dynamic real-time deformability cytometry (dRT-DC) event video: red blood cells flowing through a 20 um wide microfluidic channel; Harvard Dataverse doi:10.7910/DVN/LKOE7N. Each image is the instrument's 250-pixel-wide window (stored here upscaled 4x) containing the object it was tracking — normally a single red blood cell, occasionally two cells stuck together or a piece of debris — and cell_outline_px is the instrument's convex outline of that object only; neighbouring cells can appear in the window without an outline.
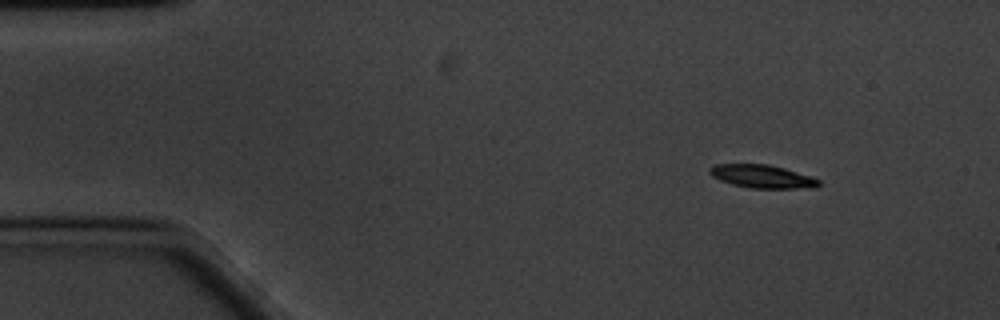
{"species": "common noctule bat (a hibernating species)", "species_latin": "Nyctalus noctula", "temperature_condition": "cold", "stored_images_in_passage": 54, "camera_frame_rate_fps": 3000, "um_per_image_px": 0.085, "animal": {"sex": "male", "body_mass_g": 20.1, "forearm_length_mm": 53.5}, "frame": {"image": 1, "passage_image": 1, "time_ms": 0.0, "image_size_px": [1000, 320], "cell_outline_px": [[820, 184], [816, 188], [752, 188], [732, 184], [720, 180], [712, 176], [708, 172], [708, 168], [716, 164], [768, 164], [784, 168], [812, 176], [820, 180]], "centroid_in_image_um": [64.8, 14.99], "position_along_channel_um": 20.2, "area_um2": 14.8}}
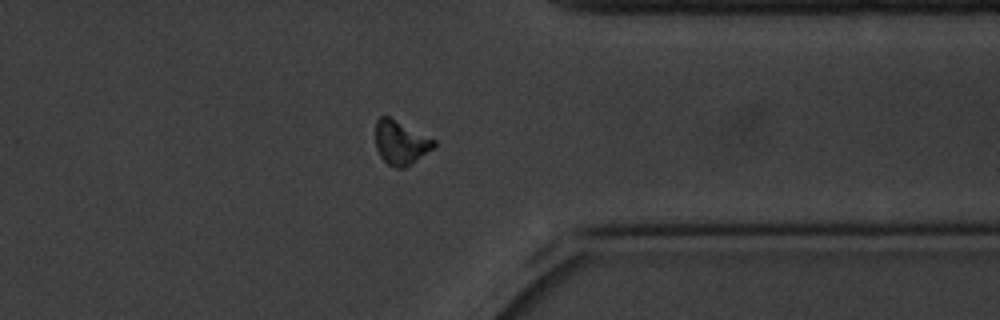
{"frame": {"image": 2, "passage_image": 41, "time_ms": 13.333, "image_size_px": [1000, 320], "cell_outline_px": [[436, 144], [432, 148], [412, 164], [404, 168], [396, 168], [388, 164], [380, 156], [376, 148], [376, 120], [380, 116], [388, 116], [436, 140]], "centroid_in_image_um": [34.04, 12.13], "position_along_channel_um": 377.4, "area_um2": 14.8}}
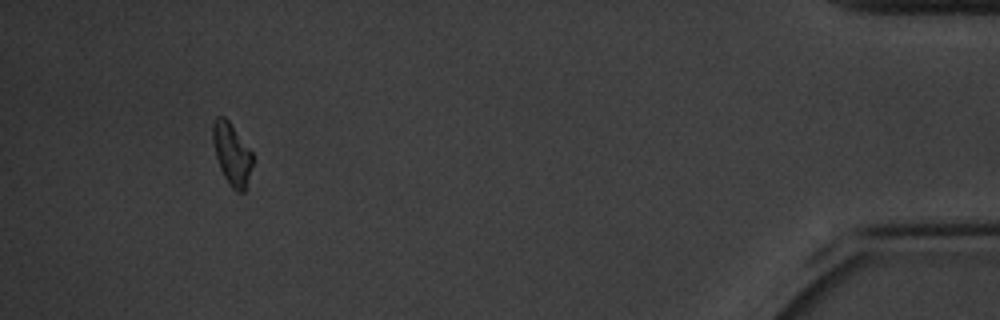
{"frame": {"image": 3, "passage_image": 50, "time_ms": 16.333, "image_size_px": [1000, 320], "cell_outline_px": [[252, 164], [244, 192], [236, 192], [228, 184], [220, 168], [216, 156], [212, 140], [212, 124], [216, 116], [224, 116], [228, 120], [252, 152]], "centroid_in_image_um": [19.68, 13.08], "position_along_channel_um": 415.5, "area_um2": 14.22}, "authors_computed_cell_mechanics": {"area_um2": 14.9413, "velocity_mm_per_s": 3.3155, "shape_relaxation_time_tau1_ms": 3.7571, "shape_relaxation_time_tau2_ms": null, "deformation_change_tau1": 0.1343, "deformation_change_tau2": null}}